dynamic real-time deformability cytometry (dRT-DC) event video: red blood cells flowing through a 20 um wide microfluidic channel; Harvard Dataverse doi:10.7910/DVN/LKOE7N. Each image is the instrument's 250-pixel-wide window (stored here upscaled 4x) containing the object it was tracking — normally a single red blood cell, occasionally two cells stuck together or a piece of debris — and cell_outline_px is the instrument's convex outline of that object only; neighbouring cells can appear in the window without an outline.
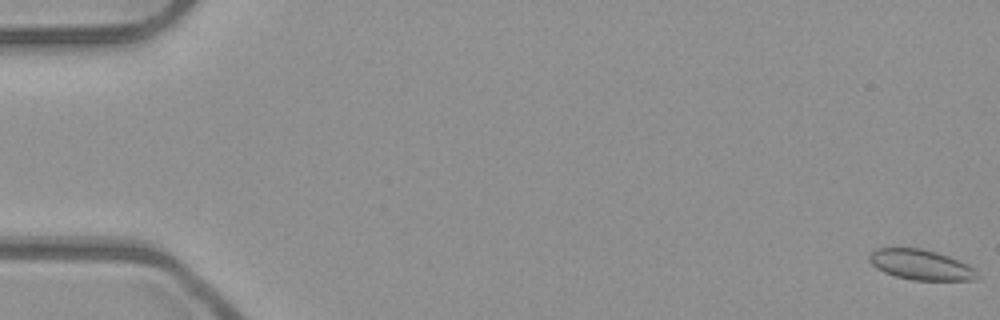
{"species": "common noctule bat (a hibernating species)", "species_latin": "Nyctalus noctula", "temperature_condition": "room temperature", "stored_images_in_passage": 8, "camera_frame_rate_fps": 3000, "um_per_image_px": 0.085, "animal": {"sex": "male", "body_mass_g": 23.1, "forearm_length_mm": 52.7}, "frame": {"image": 1, "passage_image": 1, "time_ms": 0.0, "image_size_px": [1000, 320], "cell_outline_px": [[980, 276], [976, 280], [912, 280], [896, 276], [884, 272], [876, 268], [868, 260], [868, 256], [876, 248], [920, 248], [936, 252], [960, 260], [976, 268]], "centroid_in_image_um": [78.31, 22.51], "position_along_channel_um": 6.7, "area_um2": 19.19}}